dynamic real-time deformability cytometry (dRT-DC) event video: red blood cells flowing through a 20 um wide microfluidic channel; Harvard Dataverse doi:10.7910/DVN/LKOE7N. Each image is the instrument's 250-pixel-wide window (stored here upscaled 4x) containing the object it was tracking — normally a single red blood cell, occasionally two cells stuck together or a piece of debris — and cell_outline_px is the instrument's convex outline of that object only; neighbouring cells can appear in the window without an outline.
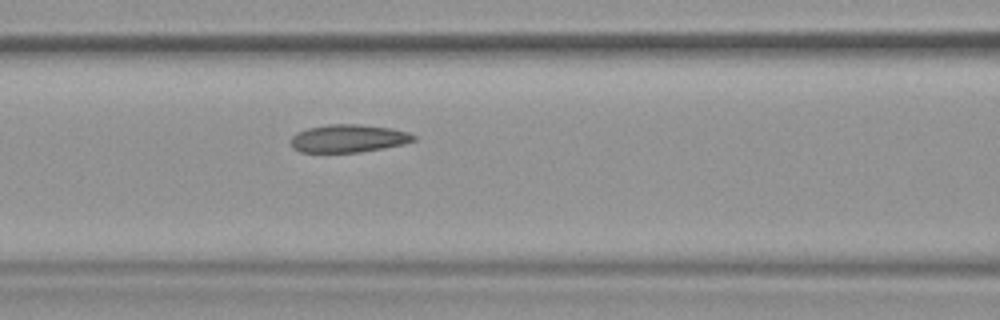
{"species": "common noctule bat (a hibernating species)", "species_latin": "Nyctalus noctula", "temperature_condition": "warm", "stored_images_in_passage": 54, "camera_frame_rate_fps": 3000, "um_per_image_px": 0.085, "animal": {"sex": "female", "body_mass_g": 19.9}, "frame": {"image": 1, "passage_image": 24, "time_ms": 7.667, "image_size_px": [1000, 320], "cell_outline_px": [[416, 140], [384, 148], [360, 152], [300, 152], [292, 148], [288, 140], [296, 132], [308, 128], [328, 124], [360, 124], [392, 128], [408, 132], [416, 136]], "centroid_in_image_um": [29.56, 11.76], "position_along_channel_um": 137.0, "area_um2": 20.11}, "authors_computed_cell_mechanics": {"area_um2": 20.9525, "velocity_mm_per_s": 3.7835, "shape_relaxation_time_tau1_ms": null, "shape_relaxation_time_tau2_ms": 2.4911, "deformation_change_tau1": null, "deformation_change_tau2": 0.0977}}